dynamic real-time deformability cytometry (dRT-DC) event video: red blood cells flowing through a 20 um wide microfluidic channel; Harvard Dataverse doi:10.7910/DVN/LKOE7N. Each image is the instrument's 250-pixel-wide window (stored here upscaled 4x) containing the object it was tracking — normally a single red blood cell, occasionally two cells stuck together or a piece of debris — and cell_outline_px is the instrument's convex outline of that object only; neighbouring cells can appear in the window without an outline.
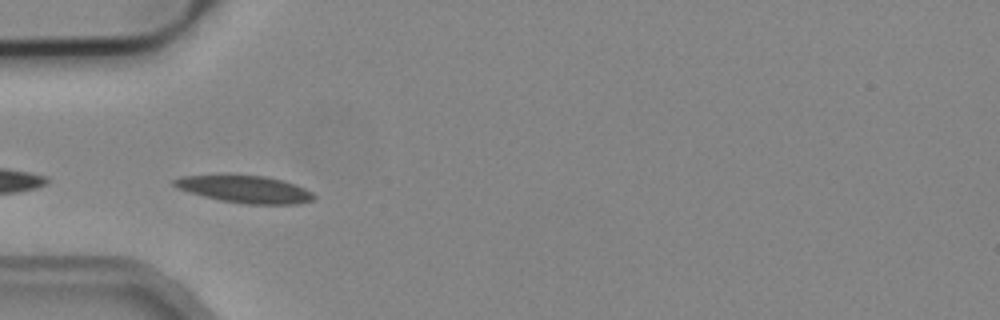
{"species": "common noctule bat (a hibernating species)", "species_latin": "Nyctalus noctula", "temperature_condition": "cold", "stored_images_in_passage": 7, "camera_frame_rate_fps": 3000, "um_per_image_px": 0.085, "animal": {"sex": "male", "body_mass_g": 19.2, "forearm_length_mm": 51.8}, "frame": {"image": 1, "passage_image": 5, "time_ms": 4.667, "image_size_px": [1000, 320], "cell_outline_px": [[316, 196], [312, 200], [296, 204], [248, 204], [220, 200], [204, 196], [180, 188], [172, 184], [172, 180], [184, 176], [264, 176], [284, 180], [296, 184], [312, 192]], "centroid_in_image_um": [20.9, 16.1], "position_along_channel_um": 64.1, "area_um2": 21.62}}